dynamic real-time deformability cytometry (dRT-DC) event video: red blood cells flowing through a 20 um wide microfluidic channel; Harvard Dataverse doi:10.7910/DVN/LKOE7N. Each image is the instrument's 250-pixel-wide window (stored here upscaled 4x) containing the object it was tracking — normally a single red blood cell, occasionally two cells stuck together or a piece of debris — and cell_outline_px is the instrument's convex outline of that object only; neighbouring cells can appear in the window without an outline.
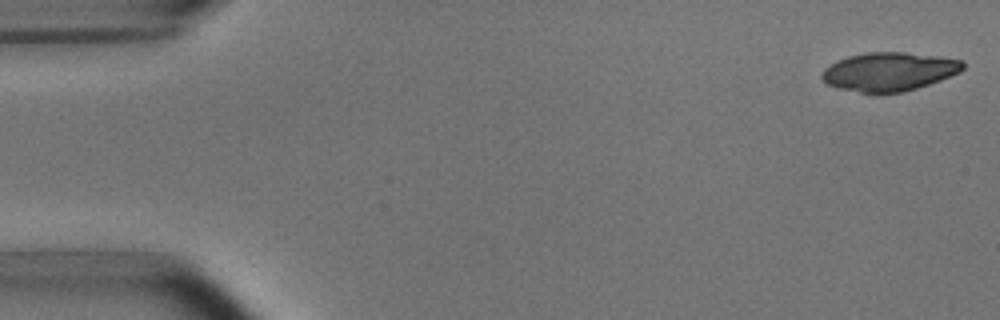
{"species": "common noctule bat (a hibernating species)", "species_latin": "Nyctalus noctula", "temperature_condition": "room temperature", "stored_images_in_passage": 52, "camera_frame_rate_fps": 3000, "um_per_image_px": 0.085, "animal": {"sex": "male", "body_mass_g": 15.6}, "frame": {"image": 1, "passage_image": 1, "time_ms": 0.0, "image_size_px": [1000, 320], "cell_outline_px": [[964, 68], [960, 72], [940, 80], [916, 88], [900, 92], [876, 96], [836, 88], [828, 84], [820, 76], [824, 68], [848, 56], [868, 52], [904, 52], [936, 56], [964, 60]], "centroid_in_image_um": [75.56, 6.12], "position_along_channel_um": 9.4, "area_um2": 32.08}}
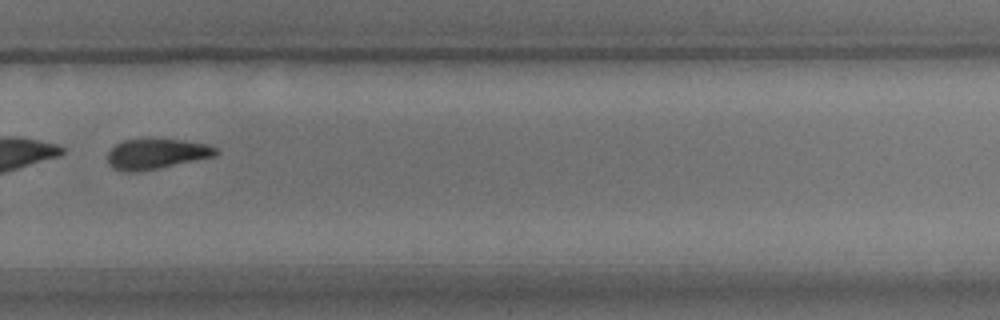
{"frame": {"image": 2, "passage_image": 36, "time_ms": 11.667, "image_size_px": [1000, 320], "cell_outline_px": [[220, 152], [216, 156], [140, 172], [124, 172], [112, 168], [108, 164], [108, 152], [116, 144], [124, 140], [152, 136], [184, 140], [208, 144], [216, 148]], "centroid_in_image_um": [13.29, 13.04], "position_along_channel_um": 316.5, "area_um2": 19.94}}